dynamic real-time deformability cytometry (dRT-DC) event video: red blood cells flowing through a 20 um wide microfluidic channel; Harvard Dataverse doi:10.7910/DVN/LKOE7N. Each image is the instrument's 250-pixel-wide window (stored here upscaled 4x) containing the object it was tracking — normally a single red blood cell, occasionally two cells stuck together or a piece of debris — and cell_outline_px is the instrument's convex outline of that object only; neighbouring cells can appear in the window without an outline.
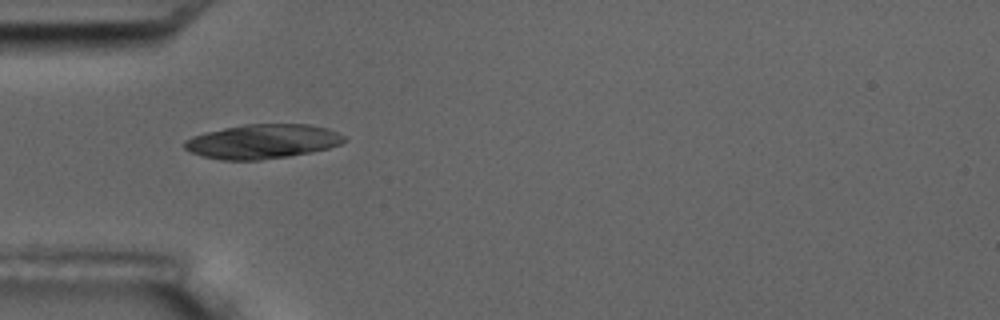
{"species": "common noctule bat (a hibernating species)", "species_latin": "Nyctalus noctula", "temperature_condition": "room temperature", "stored_images_in_passage": 2, "camera_frame_rate_fps": 3000, "um_per_image_px": 0.085, "animal": {"sex": "male", "body_mass_g": 17.5, "forearm_length_mm": 52.3}, "frame": {"image": 1, "passage_image": 1, "time_ms": 0.0, "image_size_px": [1000, 320], "cell_outline_px": [[348, 140], [340, 144], [328, 148], [312, 152], [288, 156], [260, 160], [220, 160], [204, 156], [192, 152], [184, 148], [184, 140], [192, 136], [204, 132], [244, 124], [308, 124], [328, 128], [344, 136]], "centroid_in_image_um": [22.32, 12.02], "position_along_channel_um": 62.7, "area_um2": 32.02}}